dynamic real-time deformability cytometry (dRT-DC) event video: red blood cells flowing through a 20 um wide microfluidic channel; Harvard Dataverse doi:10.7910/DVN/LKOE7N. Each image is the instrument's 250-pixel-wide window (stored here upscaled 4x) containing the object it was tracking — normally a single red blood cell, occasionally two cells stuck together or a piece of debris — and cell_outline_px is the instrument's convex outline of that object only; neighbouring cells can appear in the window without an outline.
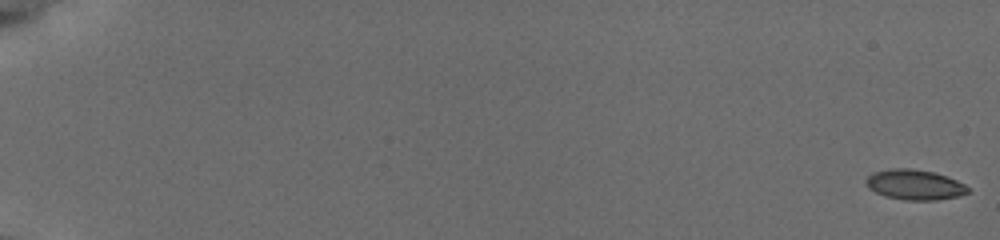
{"species": "common noctule bat (a hibernating species)", "species_latin": "Nyctalus noctula", "temperature_condition": "cold", "stored_images_in_passage": 18, "camera_frame_rate_fps": 3000, "um_per_image_px": 0.085, "animal": {"sex": "female", "body_mass_g": 19.5, "forearm_length_mm": 54.1}, "frame": {"image": 1, "passage_image": 1, "time_ms": 0.0, "image_size_px": [1000, 240], "cell_outline_px": [[968, 192], [956, 196], [936, 200], [904, 200], [884, 196], [868, 188], [864, 180], [872, 172], [892, 168], [908, 168], [932, 172], [956, 180], [964, 184], [968, 188]], "centroid_in_image_um": [77.68, 15.7], "position_along_channel_um": 7.3, "area_um2": 17.74}}
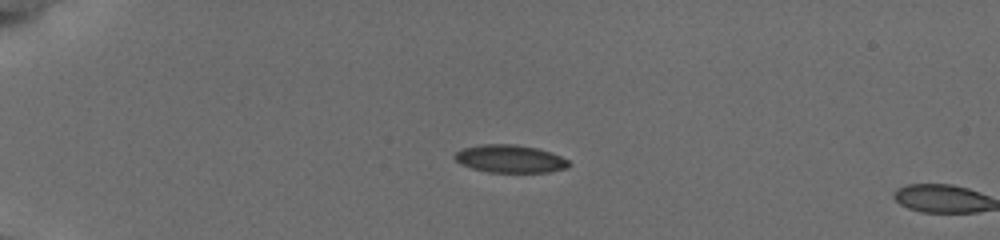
{"frame": {"image": 2, "passage_image": 16, "time_ms": 5.0, "image_size_px": [1000, 240], "cell_outline_px": [[568, 164], [564, 168], [548, 172], [488, 172], [472, 168], [456, 160], [456, 152], [464, 148], [480, 144], [512, 144], [536, 148], [560, 156], [568, 160]], "centroid_in_image_um": [43.34, 13.49], "position_along_channel_um": 41.7, "area_um2": 17.98}}